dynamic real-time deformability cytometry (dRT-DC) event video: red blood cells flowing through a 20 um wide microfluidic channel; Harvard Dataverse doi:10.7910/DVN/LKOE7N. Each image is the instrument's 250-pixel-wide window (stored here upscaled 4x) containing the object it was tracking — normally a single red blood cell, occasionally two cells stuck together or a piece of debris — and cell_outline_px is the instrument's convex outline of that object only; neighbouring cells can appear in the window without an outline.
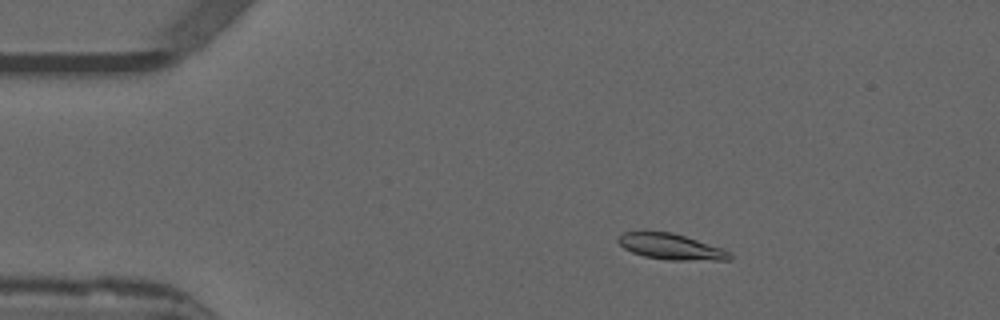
{"species": "common noctule bat (a hibernating species)", "species_latin": "Nyctalus noctula", "temperature_condition": "warm", "stored_images_in_passage": 13, "camera_frame_rate_fps": 3000, "um_per_image_px": 0.085, "animal": {"sex": "male", "forearm_length_mm": 52.5}, "frame": {"image": 1, "passage_image": 9, "time_ms": 2.667, "image_size_px": [1000, 320], "cell_outline_px": [[732, 260], [668, 260], [644, 256], [632, 252], [624, 248], [616, 240], [616, 236], [624, 232], [672, 232], [724, 248], [732, 256]], "centroid_in_image_um": [57.03, 20.97], "position_along_channel_um": 28.0, "area_um2": 16.82}}